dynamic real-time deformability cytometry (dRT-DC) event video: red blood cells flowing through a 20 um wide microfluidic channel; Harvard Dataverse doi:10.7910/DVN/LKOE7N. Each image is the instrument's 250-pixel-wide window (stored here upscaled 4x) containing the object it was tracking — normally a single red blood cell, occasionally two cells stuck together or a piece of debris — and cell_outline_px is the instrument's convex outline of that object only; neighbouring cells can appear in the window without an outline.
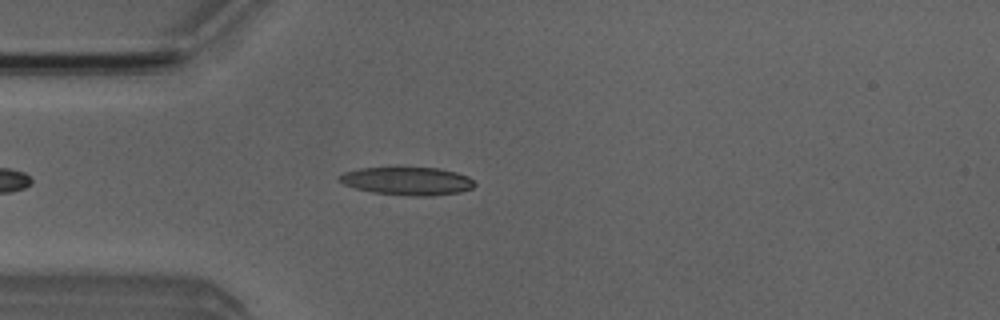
{"species": "Egyptian fruit bat (a non-hibernating species)", "species_latin": "Rousettus aegyptiacus", "temperature_condition": "room temperature", "stored_images_in_passage": 29, "camera_frame_rate_fps": 3000, "um_per_image_px": 0.085, "animal": {"sex": "male"}, "frame": {"image": 1, "passage_image": 7, "time_ms": 2.0, "image_size_px": [1000, 320], "cell_outline_px": [[476, 184], [472, 188], [460, 192], [432, 196], [408, 196], [372, 192], [356, 188], [344, 184], [336, 180], [336, 176], [344, 172], [360, 168], [440, 168], [456, 172], [468, 176]], "centroid_in_image_um": [34.6, 15.39], "position_along_channel_um": 50.4, "area_um2": 22.2}}
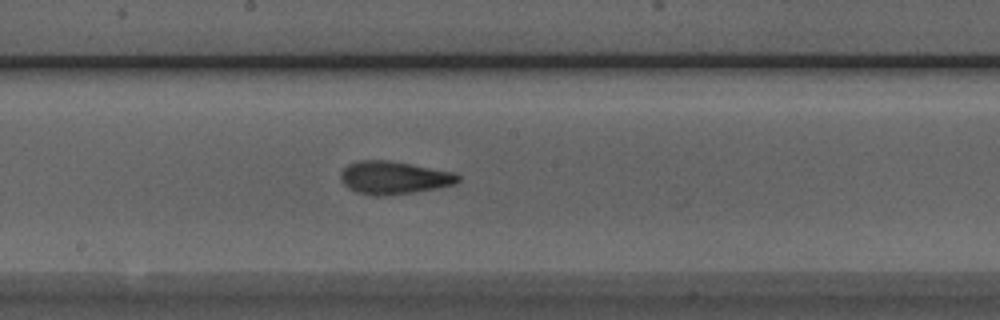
{"frame": {"image": 2, "passage_image": 20, "time_ms": 6.333, "image_size_px": [1000, 320], "cell_outline_px": [[460, 180], [456, 184], [416, 192], [384, 196], [376, 196], [356, 192], [348, 188], [340, 180], [340, 172], [348, 164], [360, 160], [388, 160], [452, 172], [460, 176]], "centroid_in_image_um": [33.45, 15.11], "position_along_channel_um": 214.8, "area_um2": 22.48}}
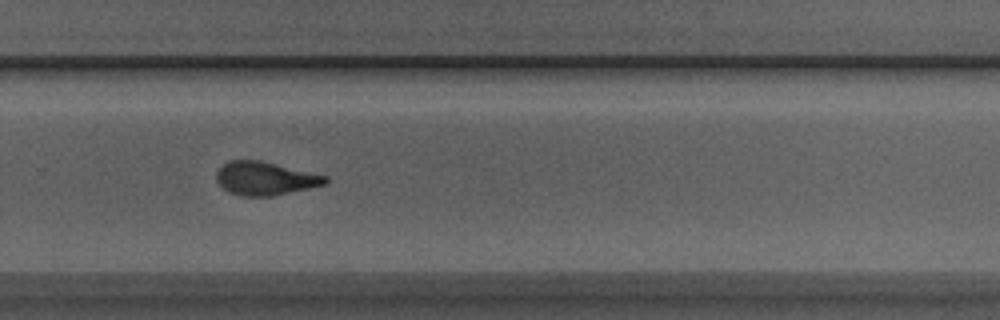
{"frame": {"image": 3, "passage_image": 27, "time_ms": 8.667, "image_size_px": [1000, 320], "cell_outline_px": [[328, 180], [324, 184], [308, 188], [272, 196], [240, 196], [228, 192], [216, 180], [216, 172], [228, 160], [260, 160], [328, 176]], "centroid_in_image_um": [22.51, 15.16], "position_along_channel_um": 307.3, "area_um2": 21.04}}